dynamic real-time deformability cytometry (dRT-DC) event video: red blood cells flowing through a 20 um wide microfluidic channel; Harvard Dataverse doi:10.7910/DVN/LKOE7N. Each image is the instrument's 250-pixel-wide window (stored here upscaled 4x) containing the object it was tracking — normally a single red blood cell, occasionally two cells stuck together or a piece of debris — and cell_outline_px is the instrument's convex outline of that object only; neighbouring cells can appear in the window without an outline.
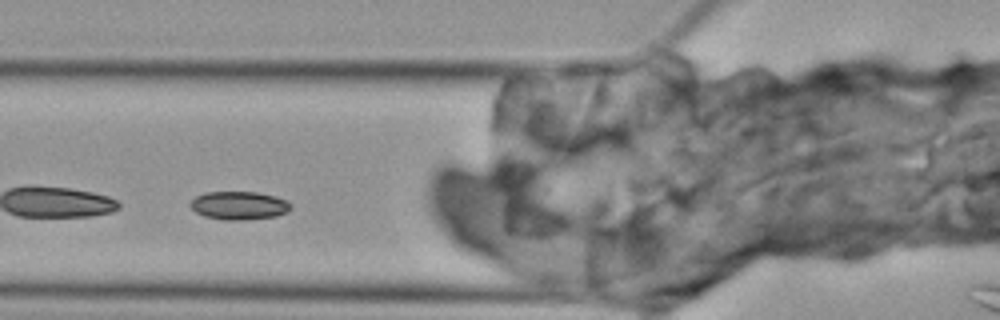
{"species": "Egyptian fruit bat (a non-hibernating species)", "species_latin": "Rousettus aegyptiacus", "temperature_condition": "cold", "stored_images_in_passage": 4, "segment_of_instrument_passage": [1, 2], "camera_frame_rate_fps": 3000, "um_per_image_px": 0.085, "animal": {"sex": "female"}, "frame": {"image": 1, "passage_image": 2, "time_ms": 1.0, "image_size_px": [1000, 320], "cell_outline_px": [[292, 208], [288, 212], [276, 216], [240, 220], [224, 220], [204, 216], [196, 212], [188, 204], [196, 196], [208, 192], [256, 192], [276, 196], [288, 200], [292, 204]], "centroid_in_image_um": [20.36, 17.46], "position_along_channel_um": 105.4, "area_um2": 16.65}}
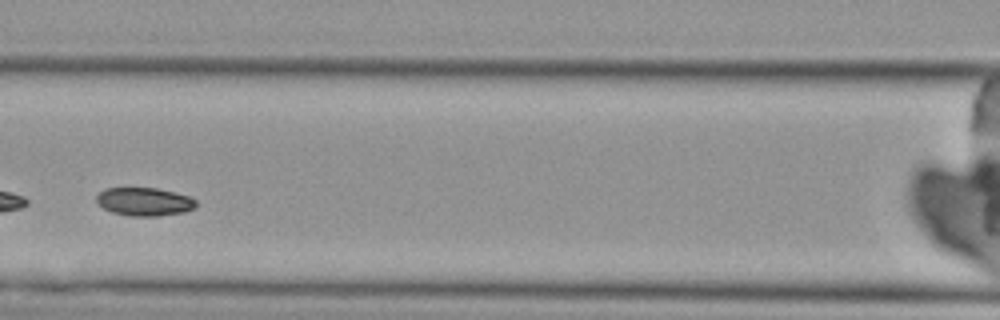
{"frame": {"image": 2, "passage_image": 3, "time_ms": 2.333, "image_size_px": [1000, 320], "cell_outline_px": [[196, 208], [184, 212], [160, 216], [128, 216], [112, 212], [104, 208], [96, 200], [96, 196], [104, 188], [156, 188], [188, 196], [196, 200]], "centroid_in_image_um": [12.27, 17.15], "position_along_channel_um": 154.3, "area_um2": 16.36}}